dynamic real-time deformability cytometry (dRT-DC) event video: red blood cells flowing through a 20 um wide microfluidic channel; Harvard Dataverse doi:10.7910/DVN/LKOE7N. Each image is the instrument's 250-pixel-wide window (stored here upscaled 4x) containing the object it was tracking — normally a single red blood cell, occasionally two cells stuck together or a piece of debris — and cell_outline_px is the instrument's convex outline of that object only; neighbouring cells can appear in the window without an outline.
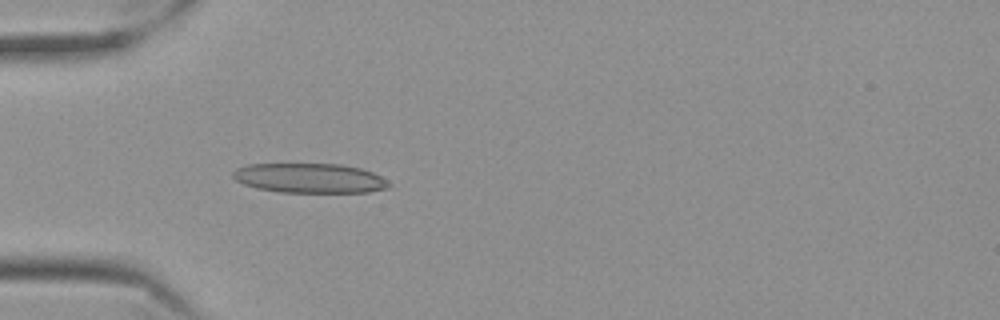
{"species": "Egyptian fruit bat (a non-hibernating species)", "species_latin": "Rousettus aegyptiacus", "temperature_condition": "cold", "stored_images_in_passage": 57, "camera_frame_rate_fps": 3000, "um_per_image_px": 0.085, "frame": {"image": 1, "passage_image": 17, "time_ms": 5.333, "image_size_px": [1000, 320], "cell_outline_px": [[392, 184], [388, 188], [368, 192], [280, 192], [256, 188], [244, 184], [236, 180], [232, 176], [232, 172], [236, 168], [248, 164], [340, 164], [360, 168], [372, 172], [388, 180]], "centroid_in_image_um": [26.33, 15.14], "position_along_channel_um": 58.7, "area_um2": 26.99}}
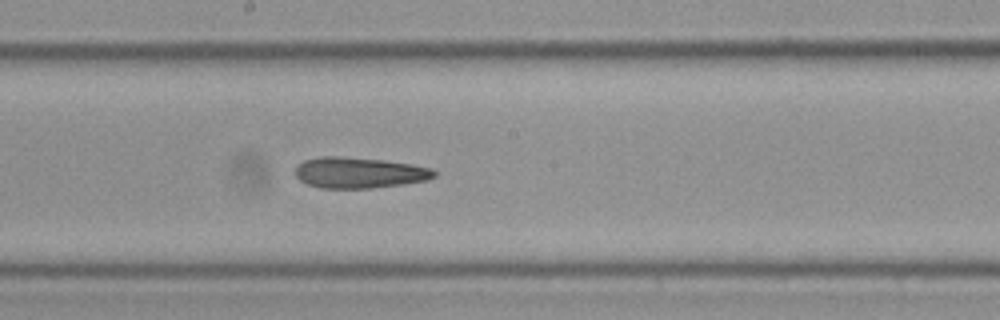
{"frame": {"image": 2, "passage_image": 31, "time_ms": 10.0, "image_size_px": [1000, 320], "cell_outline_px": [[436, 176], [428, 180], [372, 188], [320, 188], [308, 184], [300, 180], [296, 176], [296, 168], [304, 160], [320, 156], [340, 156], [384, 160], [412, 164], [432, 168], [436, 172]], "centroid_in_image_um": [30.54, 14.67], "position_along_channel_um": 217.7, "area_um2": 24.97}}
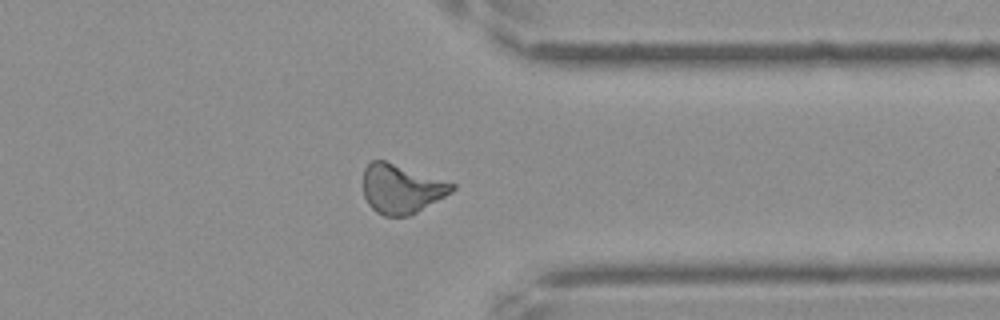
{"frame": {"image": 3, "passage_image": 45, "time_ms": 14.667, "image_size_px": [1000, 320], "cell_outline_px": [[456, 188], [452, 192], [416, 212], [408, 216], [384, 216], [376, 212], [368, 204], [364, 196], [364, 168], [372, 160], [384, 160], [456, 184]], "centroid_in_image_um": [34.1, 16.05], "position_along_channel_um": 377.3, "area_um2": 25.2}, "authors_computed_cell_mechanics": {"area_um2": 25.6632, "velocity_mm_per_s": 3.5099, "shape_relaxation_time_tau1_ms": 10.1759, "shape_relaxation_time_tau2_ms": 5.1169, "deformation_change_tau1": 0.1844, "deformation_change_tau2": 0.1537}}